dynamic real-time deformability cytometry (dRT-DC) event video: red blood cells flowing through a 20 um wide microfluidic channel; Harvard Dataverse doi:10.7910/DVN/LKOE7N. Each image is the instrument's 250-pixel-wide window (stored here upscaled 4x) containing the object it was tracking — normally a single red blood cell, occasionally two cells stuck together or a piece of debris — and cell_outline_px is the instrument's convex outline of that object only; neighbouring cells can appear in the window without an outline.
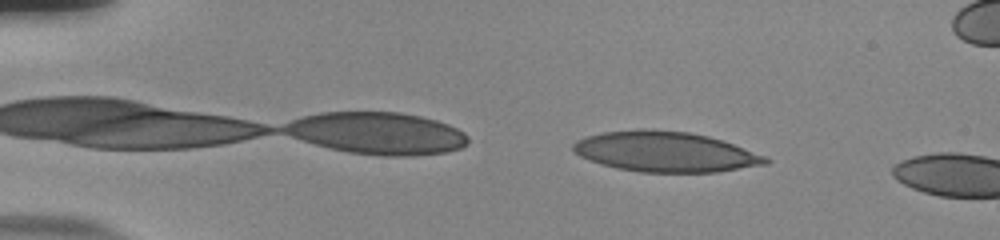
{"species": "human", "species_latin": "Homo sapiens", "temperature_condition": "room temperature", "stored_images_in_passage": 8, "camera_frame_rate_fps": 3000, "um_per_image_px": 0.085, "donor": {"sex": "male"}, "frame": {"image": 1, "passage_image": 4, "time_ms": 1.0, "image_size_px": [1000, 240], "cell_outline_px": [[772, 160], [764, 164], [716, 172], [640, 172], [616, 168], [580, 156], [572, 148], [572, 144], [576, 140], [588, 136], [604, 132], [636, 128], [648, 128], [688, 132], [708, 136], [732, 144], [764, 156]], "centroid_in_image_um": [56.51, 12.89], "position_along_channel_um": 28.5, "area_um2": 44.74}}